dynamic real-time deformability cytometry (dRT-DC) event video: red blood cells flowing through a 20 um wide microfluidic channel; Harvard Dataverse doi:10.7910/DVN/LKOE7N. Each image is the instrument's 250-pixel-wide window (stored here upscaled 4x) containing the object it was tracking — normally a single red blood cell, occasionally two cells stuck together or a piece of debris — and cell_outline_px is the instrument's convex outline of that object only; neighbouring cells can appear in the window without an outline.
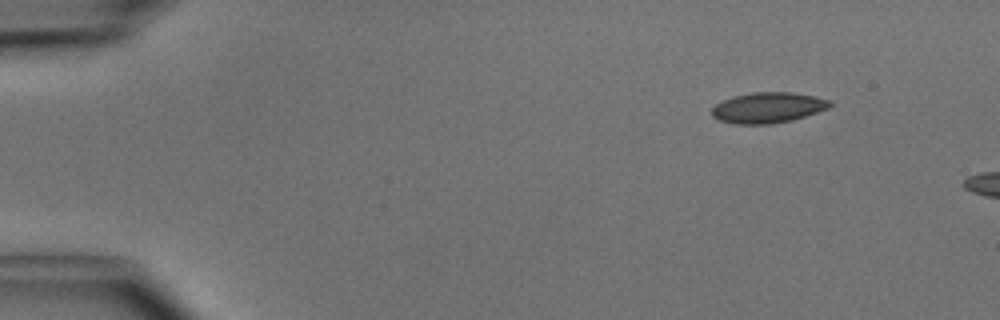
{"species": "common noctule bat (a hibernating species)", "species_latin": "Nyctalus noctula", "temperature_condition": "cold", "stored_images_in_passage": 5, "camera_frame_rate_fps": 3000, "um_per_image_px": 0.085, "animal": {"sex": "male", "body_mass_g": 15.6}, "frame": {"image": 1, "passage_image": 1, "time_ms": 0.0, "image_size_px": [1000, 320], "cell_outline_px": [[832, 104], [828, 108], [792, 120], [772, 124], [736, 124], [720, 120], [712, 116], [712, 108], [716, 104], [732, 96], [752, 92], [788, 92], [816, 96], [828, 100]], "centroid_in_image_um": [65.25, 9.15], "position_along_channel_um": 19.7, "area_um2": 20.92}}